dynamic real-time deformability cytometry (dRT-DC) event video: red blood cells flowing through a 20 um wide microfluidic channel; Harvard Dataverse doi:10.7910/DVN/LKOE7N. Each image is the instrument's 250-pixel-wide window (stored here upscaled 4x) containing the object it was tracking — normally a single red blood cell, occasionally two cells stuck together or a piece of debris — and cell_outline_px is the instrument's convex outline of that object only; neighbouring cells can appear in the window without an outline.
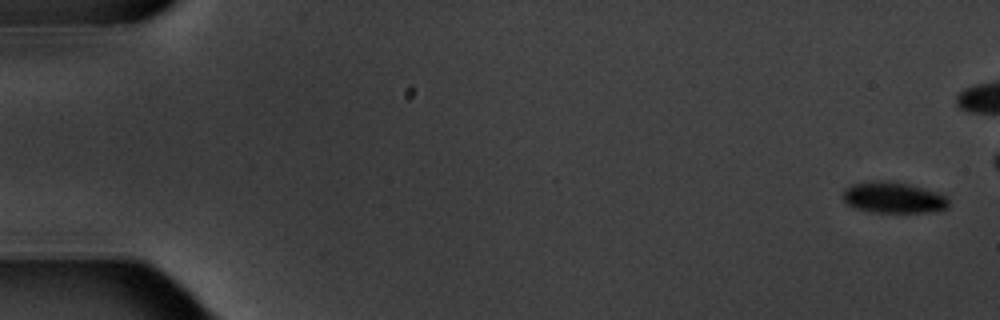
{"species": "common noctule bat (a hibernating species)", "species_latin": "Nyctalus noctula", "temperature_condition": "warm", "stored_images_in_passage": 9, "camera_frame_rate_fps": 3000, "um_per_image_px": 0.085, "animal": {"sex": "male", "body_mass_g": 20.1, "forearm_length_mm": 53.5}, "frame": {"image": 1, "passage_image": 1, "time_ms": 0.0, "image_size_px": [1000, 320], "cell_outline_px": [[948, 208], [940, 212], [868, 212], [852, 208], [840, 196], [844, 188], [852, 184], [880, 180], [904, 184], [924, 188], [948, 196]], "centroid_in_image_um": [75.92, 16.82], "position_along_channel_um": 9.1, "area_um2": 19.36}}